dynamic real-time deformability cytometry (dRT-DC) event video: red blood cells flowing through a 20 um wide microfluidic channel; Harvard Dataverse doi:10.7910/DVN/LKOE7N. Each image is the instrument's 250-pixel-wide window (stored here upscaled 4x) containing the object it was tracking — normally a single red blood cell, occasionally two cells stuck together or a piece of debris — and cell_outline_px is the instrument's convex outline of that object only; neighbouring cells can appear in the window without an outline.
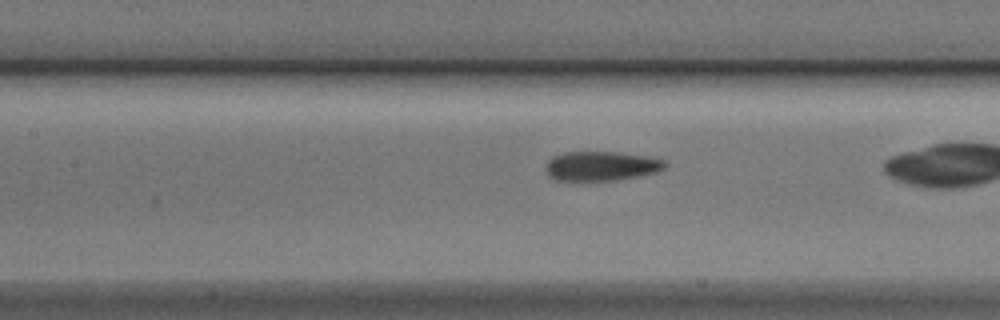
{"species": "Egyptian fruit bat (a non-hibernating species)", "species_latin": "Rousettus aegyptiacus", "temperature_condition": "cold", "stored_images_in_passage": 33, "camera_frame_rate_fps": 3000, "um_per_image_px": 0.085, "animal": {"sex": "male"}, "frame": {"image": 1, "passage_image": 15, "time_ms": 4.667, "image_size_px": [1000, 320], "cell_outline_px": [[668, 164], [664, 168], [656, 172], [640, 176], [616, 180], [552, 180], [548, 176], [544, 168], [548, 160], [552, 156], [564, 152], [620, 152], [648, 156], [664, 160]], "centroid_in_image_um": [51.08, 14.11], "position_along_channel_um": 156.3, "area_um2": 20.69}}
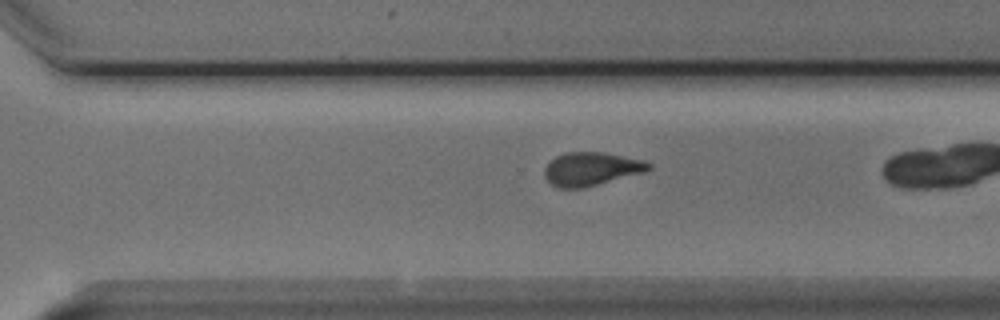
{"frame": {"image": 2, "passage_image": 28, "time_ms": 9.0, "image_size_px": [1000, 320], "cell_outline_px": [[652, 168], [644, 172], [584, 188], [560, 188], [552, 184], [544, 176], [544, 168], [556, 156], [568, 152], [604, 152], [644, 160], [652, 164]], "centroid_in_image_um": [50.28, 14.35], "position_along_channel_um": 320.3, "area_um2": 20.23}}